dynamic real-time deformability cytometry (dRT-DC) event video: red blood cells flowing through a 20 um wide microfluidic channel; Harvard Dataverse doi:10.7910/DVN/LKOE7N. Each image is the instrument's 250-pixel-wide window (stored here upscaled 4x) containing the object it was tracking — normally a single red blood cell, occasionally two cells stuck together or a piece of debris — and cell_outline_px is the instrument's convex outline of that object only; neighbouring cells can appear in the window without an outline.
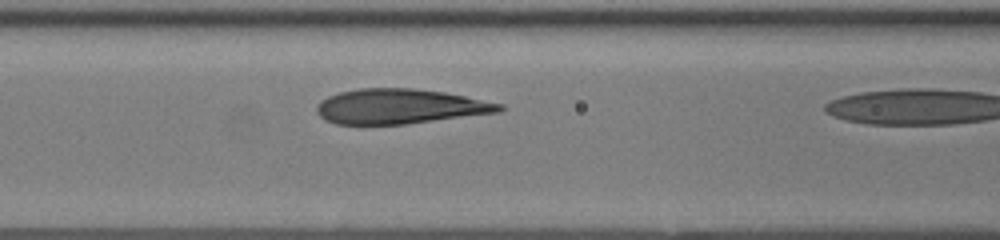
{"species": "human", "species_latin": "Homo sapiens", "temperature_condition": "room temperature", "stored_images_in_passage": 6, "camera_frame_rate_fps": 3000, "um_per_image_px": 0.085, "donor": {"sex": "female"}, "frame": {"image": 1, "passage_image": 5, "time_ms": 1.333, "image_size_px": [1000, 240], "cell_outline_px": [[504, 108], [500, 112], [404, 124], [336, 124], [324, 120], [316, 112], [316, 108], [320, 100], [328, 96], [340, 92], [360, 88], [412, 88], [444, 92], [504, 104]], "centroid_in_image_um": [33.96, 9.04], "position_along_channel_um": 132.6, "area_um2": 37.05}}